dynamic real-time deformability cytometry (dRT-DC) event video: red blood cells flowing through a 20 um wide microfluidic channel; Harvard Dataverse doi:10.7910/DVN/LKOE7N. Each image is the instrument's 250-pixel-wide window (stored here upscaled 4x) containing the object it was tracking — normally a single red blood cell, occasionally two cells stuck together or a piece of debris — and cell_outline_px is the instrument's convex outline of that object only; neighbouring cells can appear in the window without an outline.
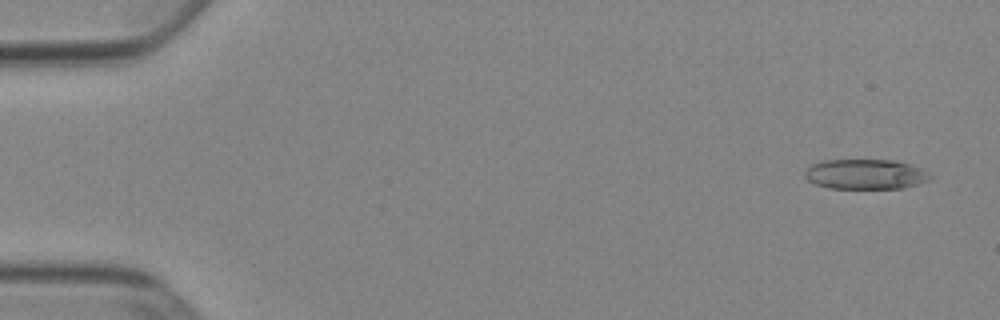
{"species": "Egyptian fruit bat (a non-hibernating species)", "species_latin": "Rousettus aegyptiacus", "temperature_condition": "cold", "stored_images_in_passage": 50, "camera_frame_rate_fps": 3000, "um_per_image_px": 0.085, "animal": {"sex": "female"}, "frame": {"image": 1, "passage_image": 1, "time_ms": 0.0, "image_size_px": [1000, 320], "cell_outline_px": [[932, 180], [904, 188], [828, 188], [816, 184], [808, 180], [804, 176], [804, 172], [812, 164], [824, 160], [896, 160], [912, 164], [920, 168], [932, 176]], "centroid_in_image_um": [73.59, 14.8], "position_along_channel_um": 11.4, "area_um2": 22.02}}
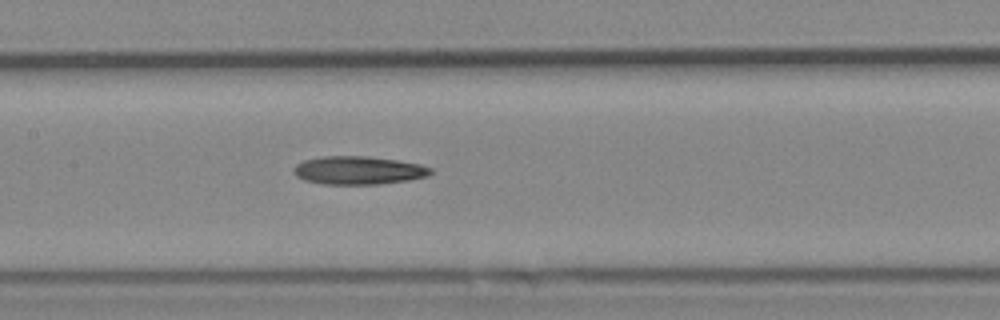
{"frame": {"image": 2, "passage_image": 24, "time_ms": 7.667, "image_size_px": [1000, 320], "cell_outline_px": [[432, 172], [428, 176], [408, 180], [380, 184], [320, 184], [304, 180], [296, 176], [292, 172], [292, 168], [296, 164], [304, 160], [320, 156], [368, 156], [396, 160], [420, 164], [432, 168]], "centroid_in_image_um": [30.43, 14.48], "position_along_channel_um": 177.0, "area_um2": 22.72}}
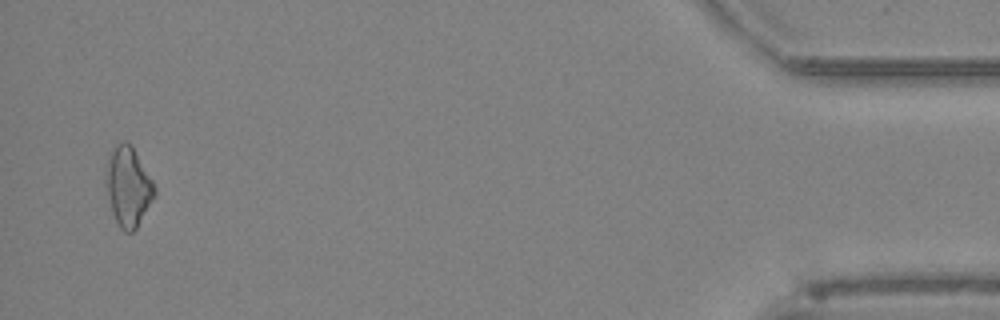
{"frame": {"image": 3, "passage_image": 49, "time_ms": 16.0, "image_size_px": [1000, 320], "cell_outline_px": [[156, 192], [152, 200], [136, 228], [132, 232], [124, 232], [120, 228], [112, 212], [104, 180], [108, 152], [116, 144], [124, 140], [132, 144], [152, 180], [156, 188]], "centroid_in_image_um": [10.86, 15.8], "position_along_channel_um": 424.3, "area_um2": 22.66}}